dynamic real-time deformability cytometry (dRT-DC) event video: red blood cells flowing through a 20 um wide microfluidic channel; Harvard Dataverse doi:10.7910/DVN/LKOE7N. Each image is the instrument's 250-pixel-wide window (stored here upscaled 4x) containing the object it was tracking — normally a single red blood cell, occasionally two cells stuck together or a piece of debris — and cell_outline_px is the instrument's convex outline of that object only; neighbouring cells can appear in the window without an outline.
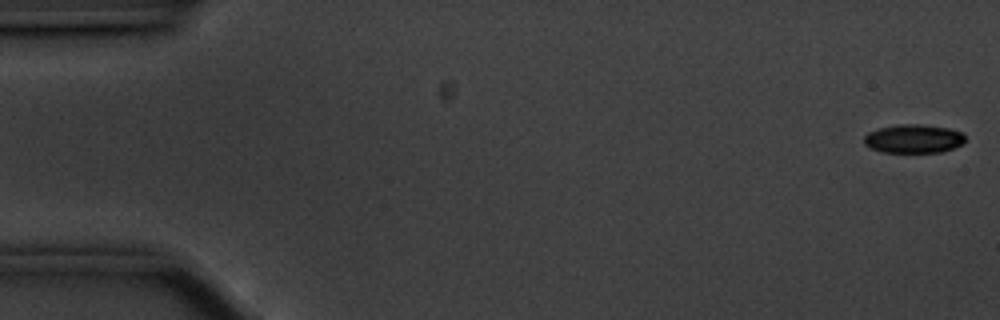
{"species": "common noctule bat (a hibernating species)", "species_latin": "Nyctalus noctula", "temperature_condition": "cold", "stored_images_in_passage": 54, "camera_frame_rate_fps": 3000, "um_per_image_px": 0.085, "animal": {"sex": "male", "body_mass_g": 20.1, "forearm_length_mm": 53.5}, "frame": {"image": 1, "passage_image": 1, "time_ms": 0.0, "image_size_px": [1000, 320], "cell_outline_px": [[964, 144], [940, 152], [884, 152], [868, 148], [864, 144], [864, 136], [868, 132], [880, 128], [900, 124], [920, 124], [948, 128], [960, 132], [964, 136]], "centroid_in_image_um": [77.62, 11.79], "position_along_channel_um": 7.4, "area_um2": 16.82}}
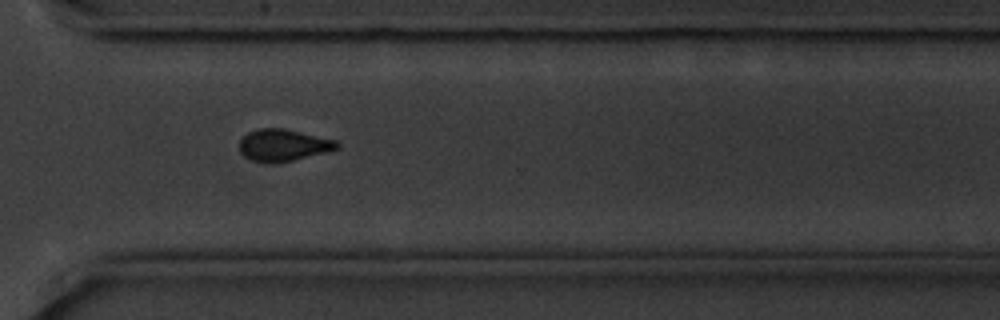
{"frame": {"image": 2, "passage_image": 41, "time_ms": 13.333, "image_size_px": [1000, 320], "cell_outline_px": [[340, 148], [292, 160], [252, 160], [244, 156], [240, 152], [240, 140], [248, 132], [260, 128], [284, 128], [336, 140], [340, 144]], "centroid_in_image_um": [24.1, 12.29], "position_along_channel_um": 346.5, "area_um2": 17.46}}
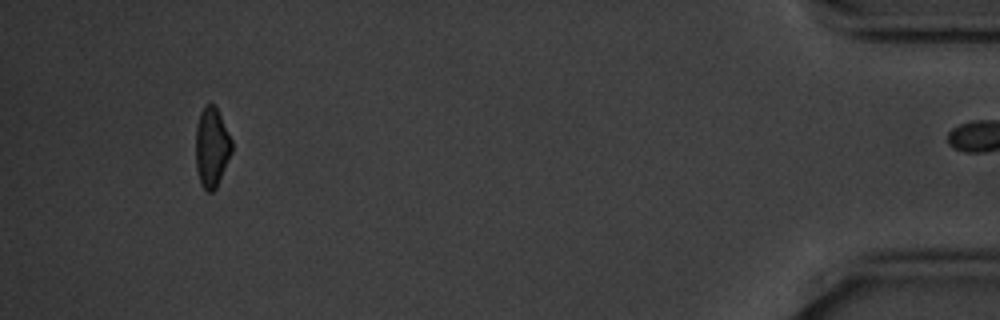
{"frame": {"image": 3, "passage_image": 53, "time_ms": 17.333, "image_size_px": [1000, 320], "cell_outline_px": [[232, 152], [216, 188], [212, 192], [208, 192], [200, 184], [196, 168], [196, 124], [200, 112], [204, 104], [212, 104], [216, 108], [232, 140]], "centroid_in_image_um": [17.98, 12.53], "position_along_channel_um": 417.2, "area_um2": 16.7}}